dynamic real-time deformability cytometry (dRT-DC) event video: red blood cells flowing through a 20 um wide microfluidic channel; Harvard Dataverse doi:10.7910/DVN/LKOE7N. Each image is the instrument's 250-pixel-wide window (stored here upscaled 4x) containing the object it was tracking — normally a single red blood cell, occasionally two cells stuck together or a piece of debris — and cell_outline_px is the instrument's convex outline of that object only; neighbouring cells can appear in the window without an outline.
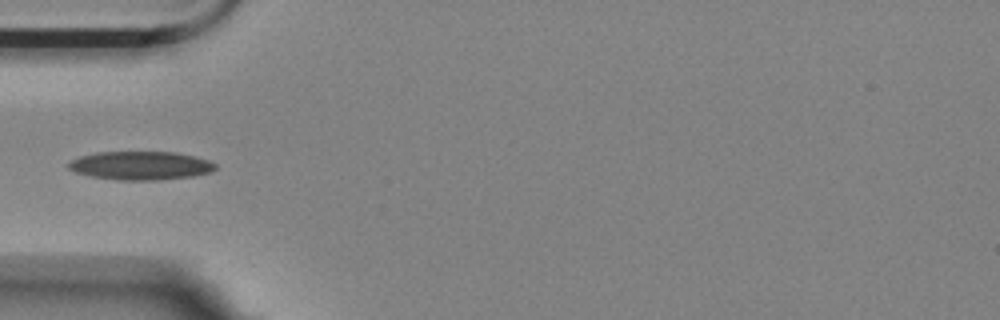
{"species": "Egyptian fruit bat (a non-hibernating species)", "species_latin": "Rousettus aegyptiacus", "temperature_condition": "room temperature", "stored_images_in_passage": 2, "camera_frame_rate_fps": 3000, "um_per_image_px": 0.085, "animal": {"sex": "female"}, "frame": {"image": 1, "passage_image": 2, "time_ms": 1.0, "image_size_px": [1000, 320], "cell_outline_px": [[216, 168], [212, 172], [192, 176], [160, 180], [116, 180], [92, 176], [76, 172], [68, 168], [68, 164], [72, 160], [80, 156], [96, 152], [176, 152], [196, 156], [208, 160], [216, 164]], "centroid_in_image_um": [11.98, 14.07], "position_along_channel_um": 73.0, "area_um2": 24.45}}